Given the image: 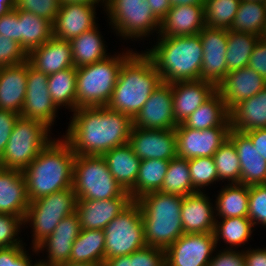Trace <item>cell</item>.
<instances>
[{
    "mask_svg": "<svg viewBox=\"0 0 266 266\" xmlns=\"http://www.w3.org/2000/svg\"><path fill=\"white\" fill-rule=\"evenodd\" d=\"M63 137L76 155L102 156L109 150L128 143L133 119L107 106L82 107Z\"/></svg>",
    "mask_w": 266,
    "mask_h": 266,
    "instance_id": "cell-1",
    "label": "cell"
},
{
    "mask_svg": "<svg viewBox=\"0 0 266 266\" xmlns=\"http://www.w3.org/2000/svg\"><path fill=\"white\" fill-rule=\"evenodd\" d=\"M75 157L64 138L51 140L23 170L29 201L71 188Z\"/></svg>",
    "mask_w": 266,
    "mask_h": 266,
    "instance_id": "cell-2",
    "label": "cell"
},
{
    "mask_svg": "<svg viewBox=\"0 0 266 266\" xmlns=\"http://www.w3.org/2000/svg\"><path fill=\"white\" fill-rule=\"evenodd\" d=\"M161 84L162 79L153 60L145 52H134L122 64L106 106L134 119L152 92Z\"/></svg>",
    "mask_w": 266,
    "mask_h": 266,
    "instance_id": "cell-3",
    "label": "cell"
},
{
    "mask_svg": "<svg viewBox=\"0 0 266 266\" xmlns=\"http://www.w3.org/2000/svg\"><path fill=\"white\" fill-rule=\"evenodd\" d=\"M158 38L145 53L153 60L162 82L201 79L203 46L199 34Z\"/></svg>",
    "mask_w": 266,
    "mask_h": 266,
    "instance_id": "cell-4",
    "label": "cell"
},
{
    "mask_svg": "<svg viewBox=\"0 0 266 266\" xmlns=\"http://www.w3.org/2000/svg\"><path fill=\"white\" fill-rule=\"evenodd\" d=\"M182 201L183 196L160 191L145 194L136 200L141 208L147 246L166 250L184 234Z\"/></svg>",
    "mask_w": 266,
    "mask_h": 266,
    "instance_id": "cell-5",
    "label": "cell"
},
{
    "mask_svg": "<svg viewBox=\"0 0 266 266\" xmlns=\"http://www.w3.org/2000/svg\"><path fill=\"white\" fill-rule=\"evenodd\" d=\"M135 51H127L77 68L76 109L106 106L117 83L122 64Z\"/></svg>",
    "mask_w": 266,
    "mask_h": 266,
    "instance_id": "cell-6",
    "label": "cell"
},
{
    "mask_svg": "<svg viewBox=\"0 0 266 266\" xmlns=\"http://www.w3.org/2000/svg\"><path fill=\"white\" fill-rule=\"evenodd\" d=\"M72 187L78 199L104 200L130 196L110 173L102 156L76 155Z\"/></svg>",
    "mask_w": 266,
    "mask_h": 266,
    "instance_id": "cell-7",
    "label": "cell"
},
{
    "mask_svg": "<svg viewBox=\"0 0 266 266\" xmlns=\"http://www.w3.org/2000/svg\"><path fill=\"white\" fill-rule=\"evenodd\" d=\"M50 129L40 120L19 116L0 158V168L23 171L52 140Z\"/></svg>",
    "mask_w": 266,
    "mask_h": 266,
    "instance_id": "cell-8",
    "label": "cell"
},
{
    "mask_svg": "<svg viewBox=\"0 0 266 266\" xmlns=\"http://www.w3.org/2000/svg\"><path fill=\"white\" fill-rule=\"evenodd\" d=\"M78 198L74 188L63 189L31 201L24 219V225L30 222L33 227L32 248L49 237L59 222L75 213Z\"/></svg>",
    "mask_w": 266,
    "mask_h": 266,
    "instance_id": "cell-9",
    "label": "cell"
},
{
    "mask_svg": "<svg viewBox=\"0 0 266 266\" xmlns=\"http://www.w3.org/2000/svg\"><path fill=\"white\" fill-rule=\"evenodd\" d=\"M104 233L105 260L130 255L147 246L139 204L133 201L104 228Z\"/></svg>",
    "mask_w": 266,
    "mask_h": 266,
    "instance_id": "cell-10",
    "label": "cell"
},
{
    "mask_svg": "<svg viewBox=\"0 0 266 266\" xmlns=\"http://www.w3.org/2000/svg\"><path fill=\"white\" fill-rule=\"evenodd\" d=\"M106 12L116 34L125 39L147 37L152 31L159 34L161 21L147 0H107Z\"/></svg>",
    "mask_w": 266,
    "mask_h": 266,
    "instance_id": "cell-11",
    "label": "cell"
},
{
    "mask_svg": "<svg viewBox=\"0 0 266 266\" xmlns=\"http://www.w3.org/2000/svg\"><path fill=\"white\" fill-rule=\"evenodd\" d=\"M231 125H221L204 130H195L178 124L176 131L177 157L192 159L213 157L219 147L228 139Z\"/></svg>",
    "mask_w": 266,
    "mask_h": 266,
    "instance_id": "cell-12",
    "label": "cell"
},
{
    "mask_svg": "<svg viewBox=\"0 0 266 266\" xmlns=\"http://www.w3.org/2000/svg\"><path fill=\"white\" fill-rule=\"evenodd\" d=\"M216 247L213 233L183 234L165 250V264L208 266Z\"/></svg>",
    "mask_w": 266,
    "mask_h": 266,
    "instance_id": "cell-13",
    "label": "cell"
},
{
    "mask_svg": "<svg viewBox=\"0 0 266 266\" xmlns=\"http://www.w3.org/2000/svg\"><path fill=\"white\" fill-rule=\"evenodd\" d=\"M128 144L141 160H168L177 157L175 129H144L132 127Z\"/></svg>",
    "mask_w": 266,
    "mask_h": 266,
    "instance_id": "cell-14",
    "label": "cell"
},
{
    "mask_svg": "<svg viewBox=\"0 0 266 266\" xmlns=\"http://www.w3.org/2000/svg\"><path fill=\"white\" fill-rule=\"evenodd\" d=\"M56 110L48 89V75L36 70L28 62L26 97L19 116L40 120L51 127Z\"/></svg>",
    "mask_w": 266,
    "mask_h": 266,
    "instance_id": "cell-15",
    "label": "cell"
},
{
    "mask_svg": "<svg viewBox=\"0 0 266 266\" xmlns=\"http://www.w3.org/2000/svg\"><path fill=\"white\" fill-rule=\"evenodd\" d=\"M199 35L203 46L201 80L217 87L227 74L228 30L205 26Z\"/></svg>",
    "mask_w": 266,
    "mask_h": 266,
    "instance_id": "cell-16",
    "label": "cell"
},
{
    "mask_svg": "<svg viewBox=\"0 0 266 266\" xmlns=\"http://www.w3.org/2000/svg\"><path fill=\"white\" fill-rule=\"evenodd\" d=\"M173 92L170 83L157 87L140 112L133 119V126L144 129H175L178 124L173 116Z\"/></svg>",
    "mask_w": 266,
    "mask_h": 266,
    "instance_id": "cell-17",
    "label": "cell"
},
{
    "mask_svg": "<svg viewBox=\"0 0 266 266\" xmlns=\"http://www.w3.org/2000/svg\"><path fill=\"white\" fill-rule=\"evenodd\" d=\"M170 84L173 92V116L177 124H182L217 91L214 84L201 79Z\"/></svg>",
    "mask_w": 266,
    "mask_h": 266,
    "instance_id": "cell-18",
    "label": "cell"
},
{
    "mask_svg": "<svg viewBox=\"0 0 266 266\" xmlns=\"http://www.w3.org/2000/svg\"><path fill=\"white\" fill-rule=\"evenodd\" d=\"M265 87L266 81L258 72L250 67H244L228 72L217 86V91L230 111L240 101L256 95Z\"/></svg>",
    "mask_w": 266,
    "mask_h": 266,
    "instance_id": "cell-19",
    "label": "cell"
},
{
    "mask_svg": "<svg viewBox=\"0 0 266 266\" xmlns=\"http://www.w3.org/2000/svg\"><path fill=\"white\" fill-rule=\"evenodd\" d=\"M205 26L204 4L175 5L161 20L158 37L194 36Z\"/></svg>",
    "mask_w": 266,
    "mask_h": 266,
    "instance_id": "cell-20",
    "label": "cell"
},
{
    "mask_svg": "<svg viewBox=\"0 0 266 266\" xmlns=\"http://www.w3.org/2000/svg\"><path fill=\"white\" fill-rule=\"evenodd\" d=\"M133 202L131 196L104 200L78 199L76 212L81 229L104 228Z\"/></svg>",
    "mask_w": 266,
    "mask_h": 266,
    "instance_id": "cell-21",
    "label": "cell"
},
{
    "mask_svg": "<svg viewBox=\"0 0 266 266\" xmlns=\"http://www.w3.org/2000/svg\"><path fill=\"white\" fill-rule=\"evenodd\" d=\"M94 6L70 3L60 6L53 23V37L70 41L97 26Z\"/></svg>",
    "mask_w": 266,
    "mask_h": 266,
    "instance_id": "cell-22",
    "label": "cell"
},
{
    "mask_svg": "<svg viewBox=\"0 0 266 266\" xmlns=\"http://www.w3.org/2000/svg\"><path fill=\"white\" fill-rule=\"evenodd\" d=\"M203 192L186 195L181 205L184 234L213 233L216 222L215 206ZM214 207V208H213Z\"/></svg>",
    "mask_w": 266,
    "mask_h": 266,
    "instance_id": "cell-23",
    "label": "cell"
},
{
    "mask_svg": "<svg viewBox=\"0 0 266 266\" xmlns=\"http://www.w3.org/2000/svg\"><path fill=\"white\" fill-rule=\"evenodd\" d=\"M29 204L23 171L0 168V213L25 219Z\"/></svg>",
    "mask_w": 266,
    "mask_h": 266,
    "instance_id": "cell-24",
    "label": "cell"
},
{
    "mask_svg": "<svg viewBox=\"0 0 266 266\" xmlns=\"http://www.w3.org/2000/svg\"><path fill=\"white\" fill-rule=\"evenodd\" d=\"M27 61L33 68L46 75L74 67L70 41L52 37L30 51Z\"/></svg>",
    "mask_w": 266,
    "mask_h": 266,
    "instance_id": "cell-25",
    "label": "cell"
},
{
    "mask_svg": "<svg viewBox=\"0 0 266 266\" xmlns=\"http://www.w3.org/2000/svg\"><path fill=\"white\" fill-rule=\"evenodd\" d=\"M228 138L233 142L240 160L241 184H266V161L254 148L251 139L245 133L232 128Z\"/></svg>",
    "mask_w": 266,
    "mask_h": 266,
    "instance_id": "cell-26",
    "label": "cell"
},
{
    "mask_svg": "<svg viewBox=\"0 0 266 266\" xmlns=\"http://www.w3.org/2000/svg\"><path fill=\"white\" fill-rule=\"evenodd\" d=\"M28 61L0 67V109L19 114L26 97Z\"/></svg>",
    "mask_w": 266,
    "mask_h": 266,
    "instance_id": "cell-27",
    "label": "cell"
},
{
    "mask_svg": "<svg viewBox=\"0 0 266 266\" xmlns=\"http://www.w3.org/2000/svg\"><path fill=\"white\" fill-rule=\"evenodd\" d=\"M231 128L239 132L266 128V87L256 95L244 99L230 111Z\"/></svg>",
    "mask_w": 266,
    "mask_h": 266,
    "instance_id": "cell-28",
    "label": "cell"
},
{
    "mask_svg": "<svg viewBox=\"0 0 266 266\" xmlns=\"http://www.w3.org/2000/svg\"><path fill=\"white\" fill-rule=\"evenodd\" d=\"M102 157L114 179L129 192L135 185L141 163V159L134 154L131 146L127 143L115 147L104 153Z\"/></svg>",
    "mask_w": 266,
    "mask_h": 266,
    "instance_id": "cell-29",
    "label": "cell"
},
{
    "mask_svg": "<svg viewBox=\"0 0 266 266\" xmlns=\"http://www.w3.org/2000/svg\"><path fill=\"white\" fill-rule=\"evenodd\" d=\"M183 124L191 129L204 130L230 124V112L221 94L216 91L208 100L198 107Z\"/></svg>",
    "mask_w": 266,
    "mask_h": 266,
    "instance_id": "cell-30",
    "label": "cell"
},
{
    "mask_svg": "<svg viewBox=\"0 0 266 266\" xmlns=\"http://www.w3.org/2000/svg\"><path fill=\"white\" fill-rule=\"evenodd\" d=\"M52 37V22L33 13L19 10V44L27 54Z\"/></svg>",
    "mask_w": 266,
    "mask_h": 266,
    "instance_id": "cell-31",
    "label": "cell"
},
{
    "mask_svg": "<svg viewBox=\"0 0 266 266\" xmlns=\"http://www.w3.org/2000/svg\"><path fill=\"white\" fill-rule=\"evenodd\" d=\"M70 262L102 264L105 261V233L99 229H81L74 240Z\"/></svg>",
    "mask_w": 266,
    "mask_h": 266,
    "instance_id": "cell-32",
    "label": "cell"
},
{
    "mask_svg": "<svg viewBox=\"0 0 266 266\" xmlns=\"http://www.w3.org/2000/svg\"><path fill=\"white\" fill-rule=\"evenodd\" d=\"M97 28L95 26L70 40L74 67L93 64L109 56Z\"/></svg>",
    "mask_w": 266,
    "mask_h": 266,
    "instance_id": "cell-33",
    "label": "cell"
},
{
    "mask_svg": "<svg viewBox=\"0 0 266 266\" xmlns=\"http://www.w3.org/2000/svg\"><path fill=\"white\" fill-rule=\"evenodd\" d=\"M215 202L214 210L219 219L248 217L249 186L240 183L228 184L221 189Z\"/></svg>",
    "mask_w": 266,
    "mask_h": 266,
    "instance_id": "cell-34",
    "label": "cell"
},
{
    "mask_svg": "<svg viewBox=\"0 0 266 266\" xmlns=\"http://www.w3.org/2000/svg\"><path fill=\"white\" fill-rule=\"evenodd\" d=\"M168 165V160H141L135 185L129 191L132 200L136 201L145 194L159 191L162 187Z\"/></svg>",
    "mask_w": 266,
    "mask_h": 266,
    "instance_id": "cell-35",
    "label": "cell"
},
{
    "mask_svg": "<svg viewBox=\"0 0 266 266\" xmlns=\"http://www.w3.org/2000/svg\"><path fill=\"white\" fill-rule=\"evenodd\" d=\"M77 68L71 67L48 75V89L57 108L68 106L76 110Z\"/></svg>",
    "mask_w": 266,
    "mask_h": 266,
    "instance_id": "cell-36",
    "label": "cell"
},
{
    "mask_svg": "<svg viewBox=\"0 0 266 266\" xmlns=\"http://www.w3.org/2000/svg\"><path fill=\"white\" fill-rule=\"evenodd\" d=\"M266 24V5L241 0L238 11L228 30L261 36Z\"/></svg>",
    "mask_w": 266,
    "mask_h": 266,
    "instance_id": "cell-37",
    "label": "cell"
},
{
    "mask_svg": "<svg viewBox=\"0 0 266 266\" xmlns=\"http://www.w3.org/2000/svg\"><path fill=\"white\" fill-rule=\"evenodd\" d=\"M259 39L260 37L254 34L228 30L227 73L248 67L250 56Z\"/></svg>",
    "mask_w": 266,
    "mask_h": 266,
    "instance_id": "cell-38",
    "label": "cell"
},
{
    "mask_svg": "<svg viewBox=\"0 0 266 266\" xmlns=\"http://www.w3.org/2000/svg\"><path fill=\"white\" fill-rule=\"evenodd\" d=\"M254 227L253 222L248 217H232L224 218L222 222L217 220L214 226V237L216 246L219 239L231 247L225 249H232V247L238 248L241 244L245 245L251 237L252 228Z\"/></svg>",
    "mask_w": 266,
    "mask_h": 266,
    "instance_id": "cell-39",
    "label": "cell"
},
{
    "mask_svg": "<svg viewBox=\"0 0 266 266\" xmlns=\"http://www.w3.org/2000/svg\"><path fill=\"white\" fill-rule=\"evenodd\" d=\"M164 194L186 196L197 193L192 186L187 159L176 157L169 161L167 172L159 190Z\"/></svg>",
    "mask_w": 266,
    "mask_h": 266,
    "instance_id": "cell-40",
    "label": "cell"
},
{
    "mask_svg": "<svg viewBox=\"0 0 266 266\" xmlns=\"http://www.w3.org/2000/svg\"><path fill=\"white\" fill-rule=\"evenodd\" d=\"M213 159L219 180L227 179L229 184H241L240 160L237 150L229 138L215 152Z\"/></svg>",
    "mask_w": 266,
    "mask_h": 266,
    "instance_id": "cell-41",
    "label": "cell"
},
{
    "mask_svg": "<svg viewBox=\"0 0 266 266\" xmlns=\"http://www.w3.org/2000/svg\"><path fill=\"white\" fill-rule=\"evenodd\" d=\"M241 0H205V23L212 28L229 29Z\"/></svg>",
    "mask_w": 266,
    "mask_h": 266,
    "instance_id": "cell-42",
    "label": "cell"
},
{
    "mask_svg": "<svg viewBox=\"0 0 266 266\" xmlns=\"http://www.w3.org/2000/svg\"><path fill=\"white\" fill-rule=\"evenodd\" d=\"M74 240L49 236L33 248L32 251L38 253L46 248L48 252L47 261L40 260L39 262L47 266H56L69 261Z\"/></svg>",
    "mask_w": 266,
    "mask_h": 266,
    "instance_id": "cell-43",
    "label": "cell"
},
{
    "mask_svg": "<svg viewBox=\"0 0 266 266\" xmlns=\"http://www.w3.org/2000/svg\"><path fill=\"white\" fill-rule=\"evenodd\" d=\"M192 186L197 192L201 188L219 181L213 157H197L188 160Z\"/></svg>",
    "mask_w": 266,
    "mask_h": 266,
    "instance_id": "cell-44",
    "label": "cell"
},
{
    "mask_svg": "<svg viewBox=\"0 0 266 266\" xmlns=\"http://www.w3.org/2000/svg\"><path fill=\"white\" fill-rule=\"evenodd\" d=\"M248 218L266 227V184L249 186Z\"/></svg>",
    "mask_w": 266,
    "mask_h": 266,
    "instance_id": "cell-45",
    "label": "cell"
},
{
    "mask_svg": "<svg viewBox=\"0 0 266 266\" xmlns=\"http://www.w3.org/2000/svg\"><path fill=\"white\" fill-rule=\"evenodd\" d=\"M15 8L33 13L54 23L60 2L59 0H15Z\"/></svg>",
    "mask_w": 266,
    "mask_h": 266,
    "instance_id": "cell-46",
    "label": "cell"
},
{
    "mask_svg": "<svg viewBox=\"0 0 266 266\" xmlns=\"http://www.w3.org/2000/svg\"><path fill=\"white\" fill-rule=\"evenodd\" d=\"M24 219L11 214L0 213V248L23 245L18 236Z\"/></svg>",
    "mask_w": 266,
    "mask_h": 266,
    "instance_id": "cell-47",
    "label": "cell"
},
{
    "mask_svg": "<svg viewBox=\"0 0 266 266\" xmlns=\"http://www.w3.org/2000/svg\"><path fill=\"white\" fill-rule=\"evenodd\" d=\"M27 55L17 41L0 35V67L24 63Z\"/></svg>",
    "mask_w": 266,
    "mask_h": 266,
    "instance_id": "cell-48",
    "label": "cell"
},
{
    "mask_svg": "<svg viewBox=\"0 0 266 266\" xmlns=\"http://www.w3.org/2000/svg\"><path fill=\"white\" fill-rule=\"evenodd\" d=\"M131 261H133V266H166L165 250L158 247L145 246L131 253Z\"/></svg>",
    "mask_w": 266,
    "mask_h": 266,
    "instance_id": "cell-49",
    "label": "cell"
},
{
    "mask_svg": "<svg viewBox=\"0 0 266 266\" xmlns=\"http://www.w3.org/2000/svg\"><path fill=\"white\" fill-rule=\"evenodd\" d=\"M24 246H12L0 248V266H34Z\"/></svg>",
    "mask_w": 266,
    "mask_h": 266,
    "instance_id": "cell-50",
    "label": "cell"
},
{
    "mask_svg": "<svg viewBox=\"0 0 266 266\" xmlns=\"http://www.w3.org/2000/svg\"><path fill=\"white\" fill-rule=\"evenodd\" d=\"M80 231V219L77 212H75L62 219L50 236L63 239H76Z\"/></svg>",
    "mask_w": 266,
    "mask_h": 266,
    "instance_id": "cell-51",
    "label": "cell"
},
{
    "mask_svg": "<svg viewBox=\"0 0 266 266\" xmlns=\"http://www.w3.org/2000/svg\"><path fill=\"white\" fill-rule=\"evenodd\" d=\"M0 35L19 43V10L14 8L0 16Z\"/></svg>",
    "mask_w": 266,
    "mask_h": 266,
    "instance_id": "cell-52",
    "label": "cell"
},
{
    "mask_svg": "<svg viewBox=\"0 0 266 266\" xmlns=\"http://www.w3.org/2000/svg\"><path fill=\"white\" fill-rule=\"evenodd\" d=\"M219 252L211 258L208 266H245L244 250L224 249Z\"/></svg>",
    "mask_w": 266,
    "mask_h": 266,
    "instance_id": "cell-53",
    "label": "cell"
},
{
    "mask_svg": "<svg viewBox=\"0 0 266 266\" xmlns=\"http://www.w3.org/2000/svg\"><path fill=\"white\" fill-rule=\"evenodd\" d=\"M18 117L19 114L0 109V158L3 155L4 149Z\"/></svg>",
    "mask_w": 266,
    "mask_h": 266,
    "instance_id": "cell-54",
    "label": "cell"
},
{
    "mask_svg": "<svg viewBox=\"0 0 266 266\" xmlns=\"http://www.w3.org/2000/svg\"><path fill=\"white\" fill-rule=\"evenodd\" d=\"M248 67L258 72L266 81V41L261 38L254 47Z\"/></svg>",
    "mask_w": 266,
    "mask_h": 266,
    "instance_id": "cell-55",
    "label": "cell"
},
{
    "mask_svg": "<svg viewBox=\"0 0 266 266\" xmlns=\"http://www.w3.org/2000/svg\"><path fill=\"white\" fill-rule=\"evenodd\" d=\"M251 139L254 148L266 161V128H258L245 132Z\"/></svg>",
    "mask_w": 266,
    "mask_h": 266,
    "instance_id": "cell-56",
    "label": "cell"
},
{
    "mask_svg": "<svg viewBox=\"0 0 266 266\" xmlns=\"http://www.w3.org/2000/svg\"><path fill=\"white\" fill-rule=\"evenodd\" d=\"M245 266H266V248L244 251Z\"/></svg>",
    "mask_w": 266,
    "mask_h": 266,
    "instance_id": "cell-57",
    "label": "cell"
},
{
    "mask_svg": "<svg viewBox=\"0 0 266 266\" xmlns=\"http://www.w3.org/2000/svg\"><path fill=\"white\" fill-rule=\"evenodd\" d=\"M153 14L161 21L171 8L170 0H147Z\"/></svg>",
    "mask_w": 266,
    "mask_h": 266,
    "instance_id": "cell-58",
    "label": "cell"
},
{
    "mask_svg": "<svg viewBox=\"0 0 266 266\" xmlns=\"http://www.w3.org/2000/svg\"><path fill=\"white\" fill-rule=\"evenodd\" d=\"M103 266H133L131 254L107 259L104 261Z\"/></svg>",
    "mask_w": 266,
    "mask_h": 266,
    "instance_id": "cell-59",
    "label": "cell"
},
{
    "mask_svg": "<svg viewBox=\"0 0 266 266\" xmlns=\"http://www.w3.org/2000/svg\"><path fill=\"white\" fill-rule=\"evenodd\" d=\"M104 3V7H106V2L107 0H59L60 6L65 5V4H70V3H81V4H87L90 6L96 7V4L99 2Z\"/></svg>",
    "mask_w": 266,
    "mask_h": 266,
    "instance_id": "cell-60",
    "label": "cell"
},
{
    "mask_svg": "<svg viewBox=\"0 0 266 266\" xmlns=\"http://www.w3.org/2000/svg\"><path fill=\"white\" fill-rule=\"evenodd\" d=\"M15 8V0H0V16Z\"/></svg>",
    "mask_w": 266,
    "mask_h": 266,
    "instance_id": "cell-61",
    "label": "cell"
},
{
    "mask_svg": "<svg viewBox=\"0 0 266 266\" xmlns=\"http://www.w3.org/2000/svg\"><path fill=\"white\" fill-rule=\"evenodd\" d=\"M205 0H170L171 6L204 4Z\"/></svg>",
    "mask_w": 266,
    "mask_h": 266,
    "instance_id": "cell-62",
    "label": "cell"
},
{
    "mask_svg": "<svg viewBox=\"0 0 266 266\" xmlns=\"http://www.w3.org/2000/svg\"><path fill=\"white\" fill-rule=\"evenodd\" d=\"M56 266H103L102 264H97V263H84V262H66L62 263Z\"/></svg>",
    "mask_w": 266,
    "mask_h": 266,
    "instance_id": "cell-63",
    "label": "cell"
},
{
    "mask_svg": "<svg viewBox=\"0 0 266 266\" xmlns=\"http://www.w3.org/2000/svg\"><path fill=\"white\" fill-rule=\"evenodd\" d=\"M260 38H261L262 40L266 41V24H265V26H264V30H263L262 35L260 36Z\"/></svg>",
    "mask_w": 266,
    "mask_h": 266,
    "instance_id": "cell-64",
    "label": "cell"
},
{
    "mask_svg": "<svg viewBox=\"0 0 266 266\" xmlns=\"http://www.w3.org/2000/svg\"><path fill=\"white\" fill-rule=\"evenodd\" d=\"M246 1L261 2V3H264L265 2V0H246Z\"/></svg>",
    "mask_w": 266,
    "mask_h": 266,
    "instance_id": "cell-65",
    "label": "cell"
},
{
    "mask_svg": "<svg viewBox=\"0 0 266 266\" xmlns=\"http://www.w3.org/2000/svg\"><path fill=\"white\" fill-rule=\"evenodd\" d=\"M34 266H47V265H43L40 262H37Z\"/></svg>",
    "mask_w": 266,
    "mask_h": 266,
    "instance_id": "cell-66",
    "label": "cell"
}]
</instances>
